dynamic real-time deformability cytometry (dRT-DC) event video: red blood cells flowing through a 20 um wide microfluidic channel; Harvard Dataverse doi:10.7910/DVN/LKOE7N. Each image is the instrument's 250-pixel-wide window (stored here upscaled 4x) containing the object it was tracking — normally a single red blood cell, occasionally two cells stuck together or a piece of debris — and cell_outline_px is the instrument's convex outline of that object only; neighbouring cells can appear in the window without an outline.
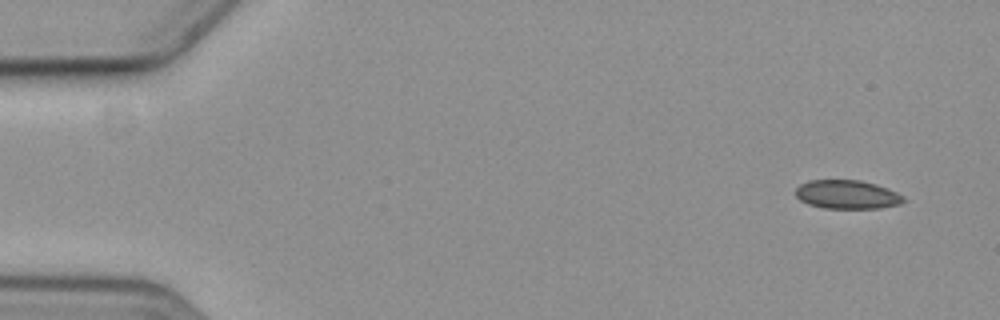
{"species": "common noctule bat (a hibernating species)", "species_latin": "Nyctalus noctula", "temperature_condition": "cold", "stored_images_in_passage": 4, "camera_frame_rate_fps": 3000, "um_per_image_px": 0.085, "animal": {"sex": "female", "body_mass_g": 19.3, "forearm_length_mm": 54.1}, "frame": {"image": 1, "passage_image": 1, "time_ms": 0.0, "image_size_px": [1000, 320], "cell_outline_px": [[908, 200], [900, 204], [876, 208], [824, 208], [808, 204], [800, 200], [796, 196], [796, 188], [800, 184], [808, 180], [860, 180], [876, 184], [888, 188], [904, 196]], "centroid_in_image_um": [72.02, 16.53], "position_along_channel_um": 13.0, "area_um2": 18.15}}
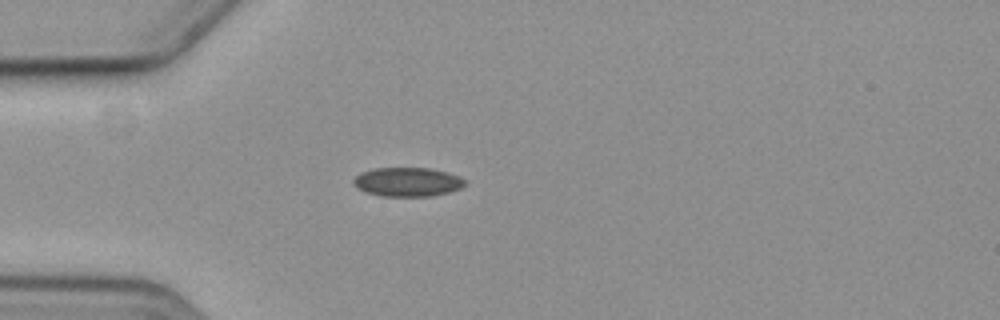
{"frame": {"image": 2, "passage_image": 4, "time_ms": 4.333, "image_size_px": [1000, 320], "cell_outline_px": [[464, 184], [460, 188], [448, 192], [432, 196], [384, 196], [368, 192], [356, 188], [352, 180], [360, 172], [372, 168], [428, 168], [448, 172], [460, 176], [464, 180]], "centroid_in_image_um": [34.61, 15.45], "position_along_channel_um": 50.4, "area_um2": 18.79}}